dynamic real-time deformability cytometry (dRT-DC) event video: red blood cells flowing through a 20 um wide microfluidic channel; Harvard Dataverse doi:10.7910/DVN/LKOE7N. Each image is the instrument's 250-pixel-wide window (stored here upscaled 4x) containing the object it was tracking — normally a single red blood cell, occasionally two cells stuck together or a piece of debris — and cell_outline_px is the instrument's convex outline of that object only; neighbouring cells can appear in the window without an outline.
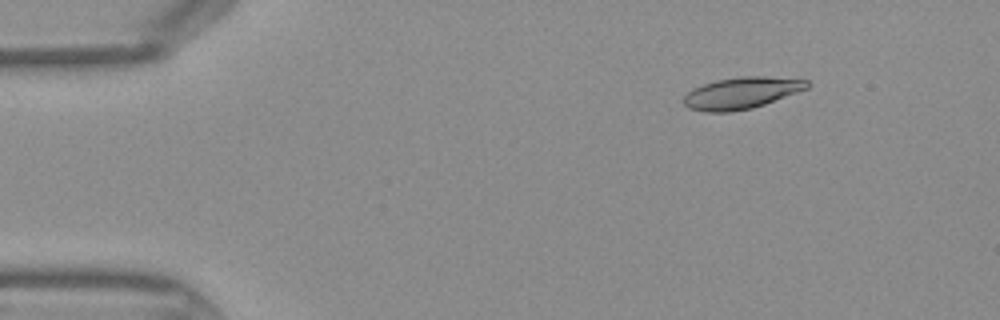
{"species": "Egyptian fruit bat (a non-hibernating species)", "species_latin": "Rousettus aegyptiacus", "temperature_condition": "warm", "stored_images_in_passage": 44, "camera_frame_rate_fps": 3000, "um_per_image_px": 0.085, "frame": {"image": 1, "passage_image": 6, "time_ms": 1.667, "image_size_px": [1000, 320], "cell_outline_px": [[808, 88], [764, 104], [752, 108], [728, 112], [704, 112], [688, 108], [684, 104], [684, 96], [692, 88], [716, 80], [740, 76], [764, 76], [808, 80]], "centroid_in_image_um": [62.99, 7.9], "position_along_channel_um": 22.0, "area_um2": 22.6}}
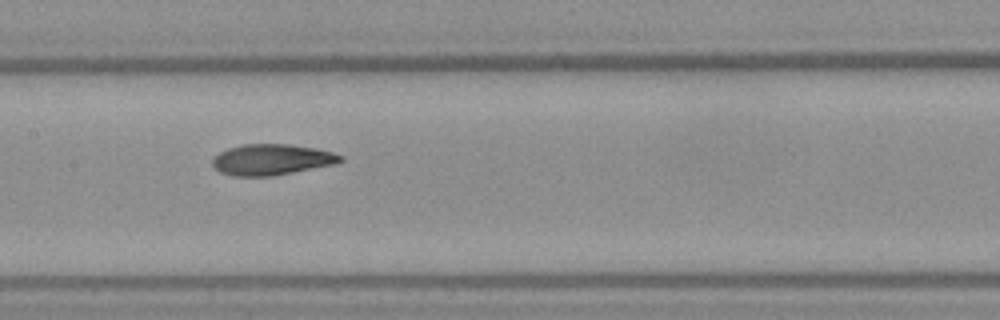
{"frame": {"image": 2, "passage_image": 22, "time_ms": 7.0, "image_size_px": [1000, 320], "cell_outline_px": [[344, 160], [336, 164], [272, 176], [232, 176], [220, 172], [212, 164], [212, 156], [228, 148], [244, 144], [288, 144], [316, 148], [332, 152], [344, 156]], "centroid_in_image_um": [23.1, 13.56], "position_along_channel_um": 184.3, "area_um2": 23.18}}
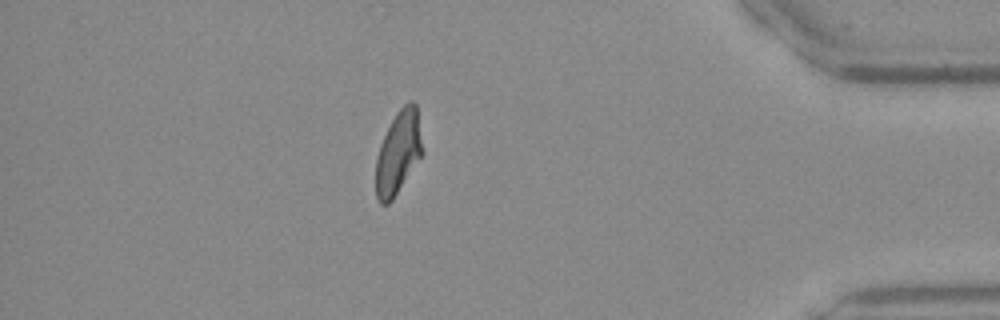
{"frame": {"image": 3, "passage_image": 39, "time_ms": 12.667, "image_size_px": [1000, 320], "cell_outline_px": [[424, 152], [392, 200], [388, 204], [380, 204], [376, 200], [376, 156], [380, 144], [396, 112], [408, 100], [412, 100], [416, 104]], "centroid_in_image_um": [33.85, 12.96], "position_along_channel_um": 401.3, "area_um2": 22.6}}